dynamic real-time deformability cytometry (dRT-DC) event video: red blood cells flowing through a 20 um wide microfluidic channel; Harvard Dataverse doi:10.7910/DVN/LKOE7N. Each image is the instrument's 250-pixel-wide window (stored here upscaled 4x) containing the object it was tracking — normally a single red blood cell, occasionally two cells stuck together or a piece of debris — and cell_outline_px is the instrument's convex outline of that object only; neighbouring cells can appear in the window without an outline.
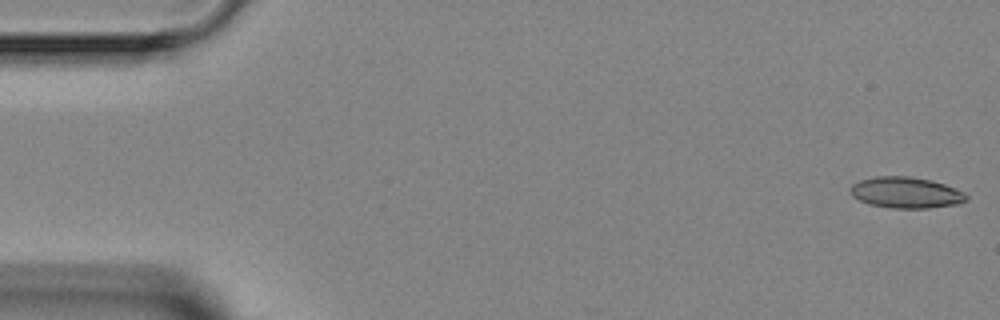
{"species": "Egyptian fruit bat (a non-hibernating species)", "species_latin": "Rousettus aegyptiacus", "temperature_condition": "room temperature", "stored_images_in_passage": 5, "camera_frame_rate_fps": 3000, "um_per_image_px": 0.085, "animal": {"sex": "female"}, "frame": {"image": 1, "passage_image": 1, "time_ms": 0.0, "image_size_px": [1000, 320], "cell_outline_px": [[968, 200], [960, 204], [928, 208], [892, 208], [868, 204], [852, 196], [848, 192], [848, 188], [852, 184], [860, 180], [876, 176], [908, 176], [932, 180], [944, 184], [964, 192], [968, 196]], "centroid_in_image_um": [76.99, 16.37], "position_along_channel_um": 8.0, "area_um2": 21.27}}
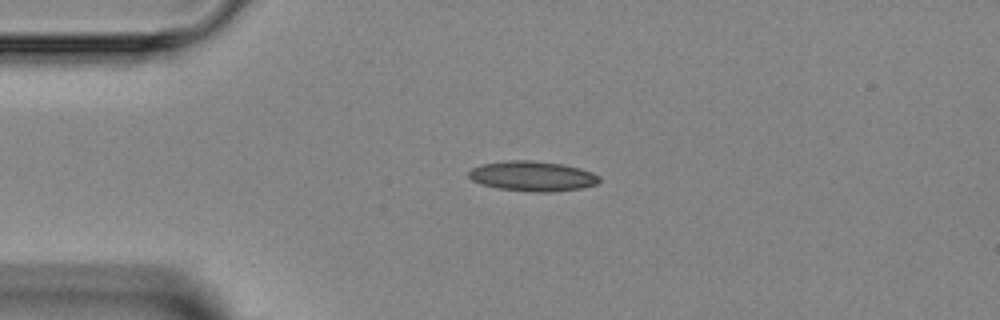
{"frame": {"image": 2, "passage_image": 4, "time_ms": 3.333, "image_size_px": [1000, 320], "cell_outline_px": [[600, 180], [596, 184], [580, 188], [552, 192], [528, 192], [496, 188], [480, 184], [472, 180], [468, 176], [468, 172], [472, 168], [484, 164], [508, 160], [528, 160], [564, 164], [580, 168], [592, 172], [600, 176]], "centroid_in_image_um": [45.26, 14.98], "position_along_channel_um": 39.7, "area_um2": 22.95}}